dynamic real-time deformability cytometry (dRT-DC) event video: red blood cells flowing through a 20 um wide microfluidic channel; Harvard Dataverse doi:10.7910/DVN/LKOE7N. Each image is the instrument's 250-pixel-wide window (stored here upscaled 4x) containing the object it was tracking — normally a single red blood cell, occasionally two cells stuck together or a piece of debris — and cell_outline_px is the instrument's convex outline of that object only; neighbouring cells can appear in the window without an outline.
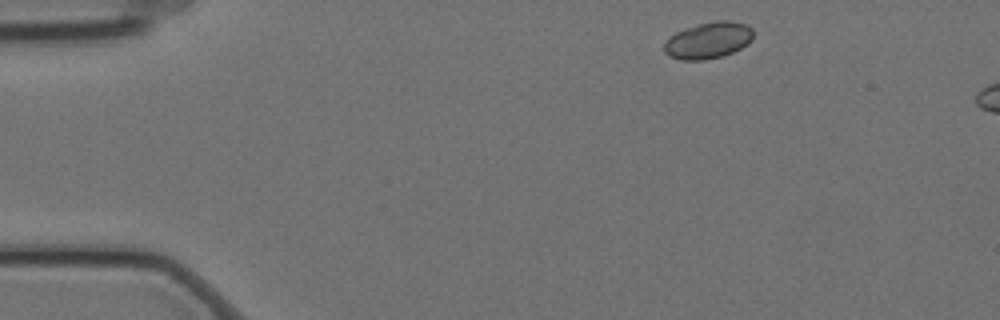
{"species": "Egyptian fruit bat (a non-hibernating species)", "species_latin": "Rousettus aegyptiacus", "temperature_condition": "cold", "stored_images_in_passage": 3, "camera_frame_rate_fps": 3000, "um_per_image_px": 0.085, "animal": {"sex": "female"}, "frame": {"image": 1, "passage_image": 1, "time_ms": 0.0, "image_size_px": [1000, 320], "cell_outline_px": [[752, 40], [748, 44], [732, 52], [720, 56], [704, 60], [680, 60], [668, 56], [664, 52], [664, 44], [676, 32], [684, 28], [696, 24], [716, 20], [728, 20], [748, 24], [752, 28]], "centroid_in_image_um": [60.21, 3.42], "position_along_channel_um": 24.8, "area_um2": 19.02}}